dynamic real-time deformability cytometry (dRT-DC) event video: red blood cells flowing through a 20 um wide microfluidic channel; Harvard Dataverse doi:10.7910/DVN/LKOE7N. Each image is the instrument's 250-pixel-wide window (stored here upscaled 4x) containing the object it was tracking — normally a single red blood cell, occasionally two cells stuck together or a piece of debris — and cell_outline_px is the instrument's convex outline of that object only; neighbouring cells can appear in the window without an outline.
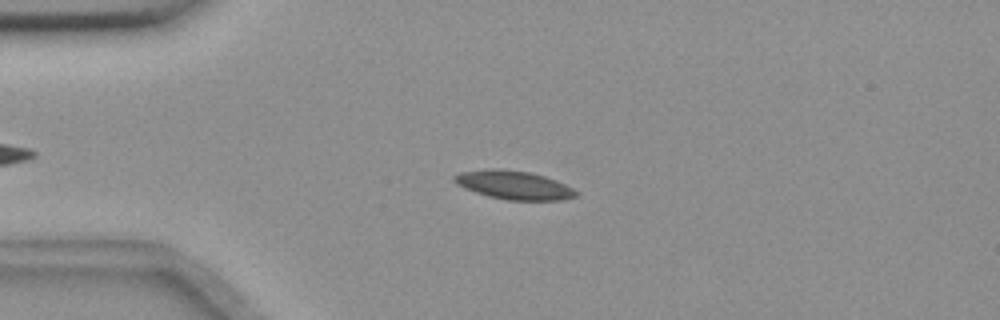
{"species": "common noctule bat (a hibernating species)", "species_latin": "Nyctalus noctula", "temperature_condition": "room temperature", "stored_images_in_passage": 47, "camera_frame_rate_fps": 3000, "um_per_image_px": 0.085, "animal": {"sex": "female", "body_mass_g": 18.4}, "frame": {"image": 1, "passage_image": 13, "time_ms": 4.0, "image_size_px": [1000, 320], "cell_outline_px": [[580, 192], [576, 196], [560, 200], [504, 200], [488, 196], [464, 188], [456, 184], [452, 180], [452, 176], [460, 172], [488, 168], [496, 168], [528, 172], [544, 176], [556, 180]], "centroid_in_image_um": [43.64, 15.73], "position_along_channel_um": 41.4, "area_um2": 20.35}}
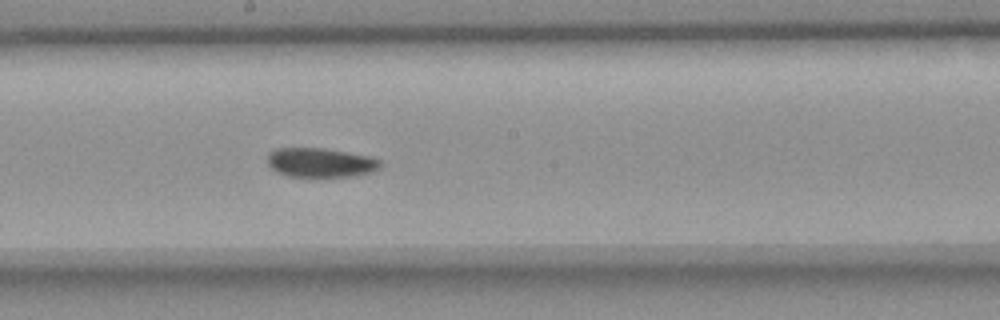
{"frame": {"image": 2, "passage_image": 30, "time_ms": 9.667, "image_size_px": [1000, 320], "cell_outline_px": [[384, 164], [380, 168], [372, 172], [360, 176], [288, 176], [276, 172], [268, 164], [268, 152], [276, 148], [324, 148], [368, 156], [380, 160]], "centroid_in_image_um": [27.27, 13.82], "position_along_channel_um": 220.9, "area_um2": 19.36}}
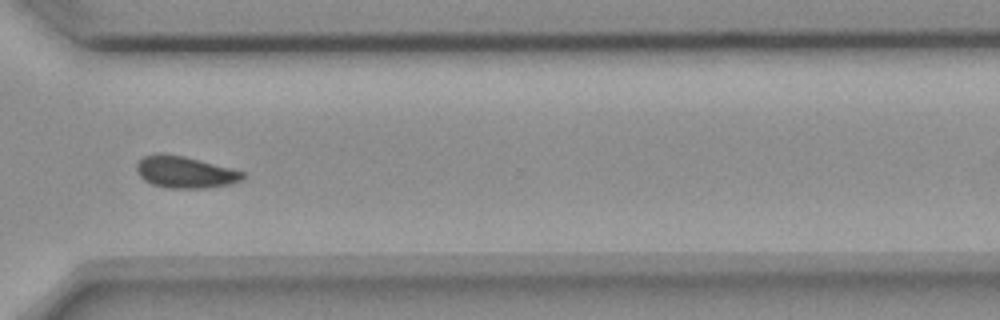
{"frame": {"image": 3, "passage_image": 41, "time_ms": 13.333, "image_size_px": [1000, 320], "cell_outline_px": [[244, 176], [240, 180], [232, 184], [208, 188], [168, 188], [152, 184], [144, 180], [140, 176], [136, 168], [136, 164], [144, 156], [156, 152], [160, 152], [184, 156], [244, 172]], "centroid_in_image_um": [15.69, 14.63], "position_along_channel_um": 354.9, "area_um2": 19.59}}